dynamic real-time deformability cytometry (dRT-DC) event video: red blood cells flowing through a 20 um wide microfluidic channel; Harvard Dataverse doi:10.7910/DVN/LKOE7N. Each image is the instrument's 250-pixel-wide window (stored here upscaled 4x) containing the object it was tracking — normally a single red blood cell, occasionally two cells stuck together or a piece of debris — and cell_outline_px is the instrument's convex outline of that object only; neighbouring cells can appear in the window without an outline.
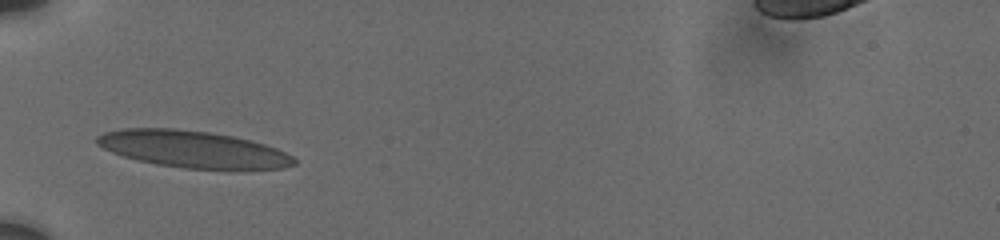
{"species": "human", "species_latin": "Homo sapiens", "temperature_condition": "cold", "stored_images_in_passage": 2, "camera_frame_rate_fps": 3000, "um_per_image_px": 0.085, "donor": {"sex": "male"}, "frame": {"image": 1, "passage_image": 1, "time_ms": 0.0, "image_size_px": [1000, 240], "cell_outline_px": [[296, 164], [284, 168], [228, 172], [184, 168], [156, 164], [136, 160], [112, 152], [96, 144], [96, 136], [104, 132], [120, 128], [176, 128], [208, 132], [232, 136], [252, 140], [276, 148], [292, 156], [296, 160]], "centroid_in_image_um": [16.46, 12.72], "position_along_channel_um": 68.5, "area_um2": 43.47}}